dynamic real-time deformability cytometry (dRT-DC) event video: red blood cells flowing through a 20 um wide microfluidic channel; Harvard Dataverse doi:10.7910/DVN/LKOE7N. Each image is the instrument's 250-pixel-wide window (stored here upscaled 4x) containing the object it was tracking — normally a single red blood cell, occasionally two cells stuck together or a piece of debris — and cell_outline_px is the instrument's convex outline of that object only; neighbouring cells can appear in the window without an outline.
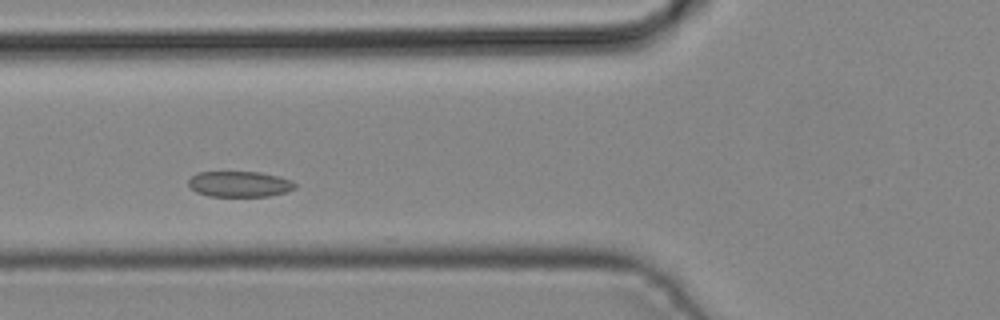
{"species": "common noctule bat (a hibernating species)", "species_latin": "Nyctalus noctula", "temperature_condition": "cold", "stored_images_in_passage": 4, "camera_frame_rate_fps": 3000, "um_per_image_px": 0.085, "animal": {"sex": "male", "body_mass_g": 19.2, "forearm_length_mm": 51.8}, "frame": {"image": 1, "passage_image": 3, "time_ms": 0.667, "image_size_px": [1000, 320], "cell_outline_px": [[296, 188], [288, 192], [268, 196], [208, 196], [196, 192], [188, 184], [188, 180], [196, 172], [260, 172], [292, 180], [296, 184]], "centroid_in_image_um": [20.37, 15.65], "position_along_channel_um": 105.4, "area_um2": 16.01}}
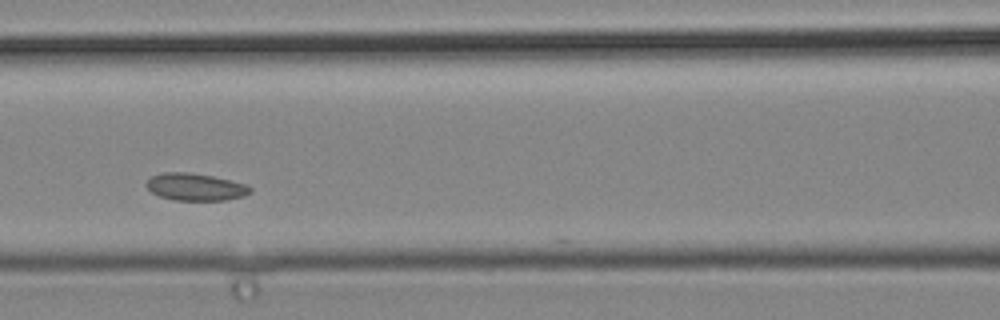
{"frame": {"image": 2, "passage_image": 4, "time_ms": 1.0, "image_size_px": [1000, 320], "cell_outline_px": [[252, 192], [244, 196], [228, 200], [176, 200], [160, 196], [152, 192], [144, 184], [152, 176], [164, 172], [188, 172], [212, 176], [248, 184], [252, 188]], "centroid_in_image_um": [16.65, 15.89], "position_along_channel_um": 149.9, "area_um2": 16.53}}